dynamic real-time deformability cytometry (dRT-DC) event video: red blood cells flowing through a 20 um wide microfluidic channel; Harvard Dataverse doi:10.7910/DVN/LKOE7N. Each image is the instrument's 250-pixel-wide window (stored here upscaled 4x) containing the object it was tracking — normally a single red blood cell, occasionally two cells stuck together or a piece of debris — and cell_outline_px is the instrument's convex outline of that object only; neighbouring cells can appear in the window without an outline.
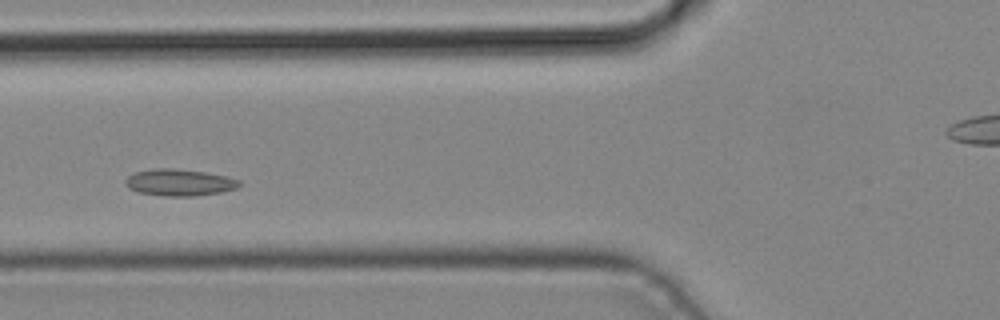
{"species": "common noctule bat (a hibernating species)", "species_latin": "Nyctalus noctula", "temperature_condition": "cold", "stored_images_in_passage": 3, "camera_frame_rate_fps": 3000, "um_per_image_px": 0.085, "animal": {"sex": "male", "body_mass_g": 19.2, "forearm_length_mm": 51.8}, "frame": {"image": 1, "passage_image": 3, "time_ms": 0.667, "image_size_px": [1000, 320], "cell_outline_px": [[240, 184], [236, 188], [220, 192], [196, 196], [168, 196], [140, 192], [128, 188], [124, 180], [128, 176], [136, 172], [152, 168], [172, 168], [204, 172], [224, 176], [240, 180]], "centroid_in_image_um": [15.23, 15.5], "position_along_channel_um": 110.6, "area_um2": 17.51}}